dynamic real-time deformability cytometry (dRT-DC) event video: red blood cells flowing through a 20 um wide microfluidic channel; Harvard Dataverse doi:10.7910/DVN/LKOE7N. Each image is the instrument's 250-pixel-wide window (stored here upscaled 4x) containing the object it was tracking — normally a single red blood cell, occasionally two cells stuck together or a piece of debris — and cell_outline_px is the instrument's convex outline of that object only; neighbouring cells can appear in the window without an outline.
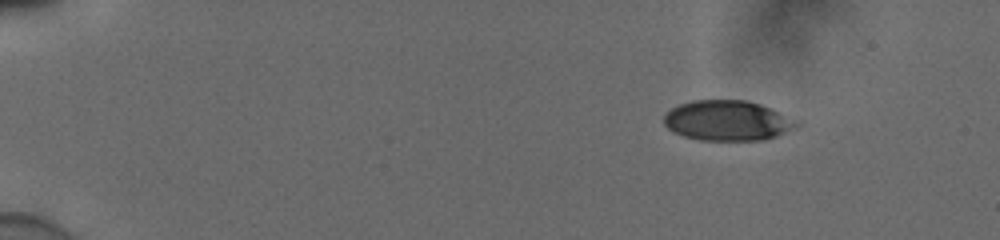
{"species": "human", "species_latin": "Homo sapiens", "temperature_condition": "cold", "stored_images_in_passage": 48, "camera_frame_rate_fps": 3000, "um_per_image_px": 0.085, "donor": {"sex": "male"}, "frame": {"image": 1, "passage_image": 1, "time_ms": 0.0, "image_size_px": [1000, 240], "cell_outline_px": [[800, 124], [796, 128], [776, 136], [764, 140], [700, 140], [684, 136], [672, 132], [664, 124], [664, 112], [680, 104], [692, 100], [744, 100], [760, 104]], "centroid_in_image_um": [61.75, 10.26], "position_along_channel_um": 23.2, "area_um2": 30.75}}
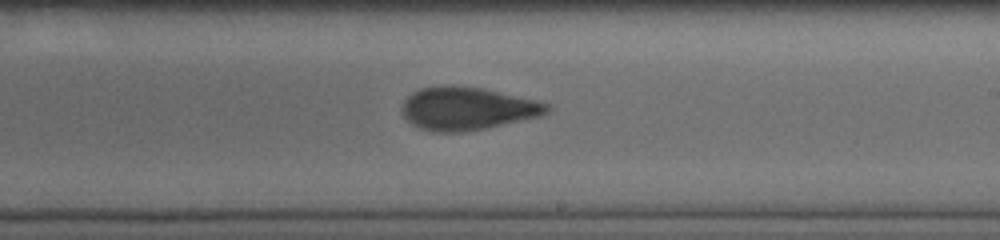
{"frame": {"image": 2, "passage_image": 28, "time_ms": 9.0, "image_size_px": [1000, 240], "cell_outline_px": [[552, 108], [548, 112], [540, 116], [484, 128], [464, 132], [432, 132], [420, 128], [412, 124], [400, 112], [400, 108], [404, 100], [412, 92], [420, 88], [480, 88], [536, 100], [548, 104]], "centroid_in_image_um": [39.7, 9.27], "position_along_channel_um": 249.3, "area_um2": 35.37}}
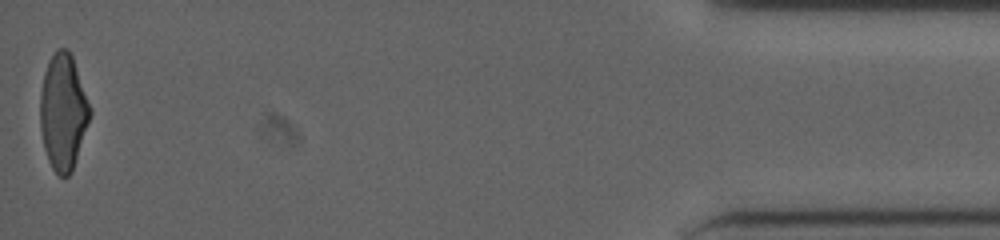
{"frame": {"image": 3, "passage_image": 48, "time_ms": 15.667, "image_size_px": [1000, 240], "cell_outline_px": [[92, 112], [72, 172], [68, 176], [60, 176], [52, 168], [48, 160], [44, 148], [40, 128], [40, 92], [44, 72], [56, 48], [68, 48], [72, 56], [92, 108]], "centroid_in_image_um": [5.37, 9.51], "position_along_channel_um": 429.8, "area_um2": 33.76}, "authors_computed_cell_mechanics": {"area_um2": 34.8534, "velocity_mm_per_s": 3.8853, "shape_relaxation_time_tau1_ms": 5.8353, "shape_relaxation_time_tau2_ms": 1.5914, "deformation_change_tau1": 0.1907, "deformation_change_tau2": 0.0814}}